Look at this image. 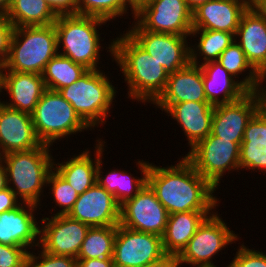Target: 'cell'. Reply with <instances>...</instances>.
<instances>
[{"label":"cell","mask_w":266,"mask_h":267,"mask_svg":"<svg viewBox=\"0 0 266 267\" xmlns=\"http://www.w3.org/2000/svg\"><path fill=\"white\" fill-rule=\"evenodd\" d=\"M181 265L182 263L179 262L177 256L166 254L160 260L149 263L144 267H181Z\"/></svg>","instance_id":"7bdbcfd3"},{"label":"cell","mask_w":266,"mask_h":267,"mask_svg":"<svg viewBox=\"0 0 266 267\" xmlns=\"http://www.w3.org/2000/svg\"><path fill=\"white\" fill-rule=\"evenodd\" d=\"M106 21L79 14L58 15L54 23L57 33L58 54L70 58L88 70H98L100 35L98 27ZM61 45V46H60Z\"/></svg>","instance_id":"277c9868"},{"label":"cell","mask_w":266,"mask_h":267,"mask_svg":"<svg viewBox=\"0 0 266 267\" xmlns=\"http://www.w3.org/2000/svg\"><path fill=\"white\" fill-rule=\"evenodd\" d=\"M15 193L7 186L0 190V214L4 211L13 210L21 204Z\"/></svg>","instance_id":"60d3db41"},{"label":"cell","mask_w":266,"mask_h":267,"mask_svg":"<svg viewBox=\"0 0 266 267\" xmlns=\"http://www.w3.org/2000/svg\"><path fill=\"white\" fill-rule=\"evenodd\" d=\"M208 102L201 67L191 62L168 76L164 92L153 103L164 112L173 104Z\"/></svg>","instance_id":"d6986e66"},{"label":"cell","mask_w":266,"mask_h":267,"mask_svg":"<svg viewBox=\"0 0 266 267\" xmlns=\"http://www.w3.org/2000/svg\"><path fill=\"white\" fill-rule=\"evenodd\" d=\"M226 267H266V254L259 250L249 249L242 244Z\"/></svg>","instance_id":"8d00e7d4"},{"label":"cell","mask_w":266,"mask_h":267,"mask_svg":"<svg viewBox=\"0 0 266 267\" xmlns=\"http://www.w3.org/2000/svg\"><path fill=\"white\" fill-rule=\"evenodd\" d=\"M215 189L227 171L240 170V145L210 133L184 156Z\"/></svg>","instance_id":"ba28073f"},{"label":"cell","mask_w":266,"mask_h":267,"mask_svg":"<svg viewBox=\"0 0 266 267\" xmlns=\"http://www.w3.org/2000/svg\"><path fill=\"white\" fill-rule=\"evenodd\" d=\"M239 163L241 169L266 172V103L247 123Z\"/></svg>","instance_id":"d4e9b609"},{"label":"cell","mask_w":266,"mask_h":267,"mask_svg":"<svg viewBox=\"0 0 266 267\" xmlns=\"http://www.w3.org/2000/svg\"><path fill=\"white\" fill-rule=\"evenodd\" d=\"M210 0H185L188 8L191 12H193L196 8L203 5L204 3L208 2Z\"/></svg>","instance_id":"f6af8a7d"},{"label":"cell","mask_w":266,"mask_h":267,"mask_svg":"<svg viewBox=\"0 0 266 267\" xmlns=\"http://www.w3.org/2000/svg\"><path fill=\"white\" fill-rule=\"evenodd\" d=\"M50 147L42 144L32 150L1 156L6 171L7 186L22 203L41 206L40 196L43 195L48 176L54 169V159L49 153Z\"/></svg>","instance_id":"3957f363"},{"label":"cell","mask_w":266,"mask_h":267,"mask_svg":"<svg viewBox=\"0 0 266 267\" xmlns=\"http://www.w3.org/2000/svg\"><path fill=\"white\" fill-rule=\"evenodd\" d=\"M94 147V159L89 150L74 155L71 159L59 163L54 162V170L67 181L80 195L97 182V166L99 164V139ZM96 155V156H95ZM94 160V161H93Z\"/></svg>","instance_id":"83f0119b"},{"label":"cell","mask_w":266,"mask_h":267,"mask_svg":"<svg viewBox=\"0 0 266 267\" xmlns=\"http://www.w3.org/2000/svg\"><path fill=\"white\" fill-rule=\"evenodd\" d=\"M115 238L116 226L90 227L77 259L112 258Z\"/></svg>","instance_id":"d6a6232c"},{"label":"cell","mask_w":266,"mask_h":267,"mask_svg":"<svg viewBox=\"0 0 266 267\" xmlns=\"http://www.w3.org/2000/svg\"><path fill=\"white\" fill-rule=\"evenodd\" d=\"M197 34L200 35L198 44L190 45V62L198 66L218 60L221 53L235 40V36L226 31L193 29L190 36L197 37ZM200 56H203L202 63L199 61Z\"/></svg>","instance_id":"4dcf8cb0"},{"label":"cell","mask_w":266,"mask_h":267,"mask_svg":"<svg viewBox=\"0 0 266 267\" xmlns=\"http://www.w3.org/2000/svg\"><path fill=\"white\" fill-rule=\"evenodd\" d=\"M214 106L209 102H182L165 112L183 129L188 145L193 148L211 133Z\"/></svg>","instance_id":"603a6c76"},{"label":"cell","mask_w":266,"mask_h":267,"mask_svg":"<svg viewBox=\"0 0 266 267\" xmlns=\"http://www.w3.org/2000/svg\"><path fill=\"white\" fill-rule=\"evenodd\" d=\"M38 252L40 253L37 256L29 251L26 267H77V258L55 255L43 250Z\"/></svg>","instance_id":"d590c367"},{"label":"cell","mask_w":266,"mask_h":267,"mask_svg":"<svg viewBox=\"0 0 266 267\" xmlns=\"http://www.w3.org/2000/svg\"><path fill=\"white\" fill-rule=\"evenodd\" d=\"M243 1H245L248 5L251 6L255 0H243Z\"/></svg>","instance_id":"f907efd6"},{"label":"cell","mask_w":266,"mask_h":267,"mask_svg":"<svg viewBox=\"0 0 266 267\" xmlns=\"http://www.w3.org/2000/svg\"><path fill=\"white\" fill-rule=\"evenodd\" d=\"M67 215L90 227L117 226L120 223V205L113 194L96 182L78 196Z\"/></svg>","instance_id":"2e32d148"},{"label":"cell","mask_w":266,"mask_h":267,"mask_svg":"<svg viewBox=\"0 0 266 267\" xmlns=\"http://www.w3.org/2000/svg\"><path fill=\"white\" fill-rule=\"evenodd\" d=\"M37 208V205L21 203L13 210L1 213L0 243L24 247L28 251L31 247H39L40 226L34 214Z\"/></svg>","instance_id":"ac0fdd59"},{"label":"cell","mask_w":266,"mask_h":267,"mask_svg":"<svg viewBox=\"0 0 266 267\" xmlns=\"http://www.w3.org/2000/svg\"><path fill=\"white\" fill-rule=\"evenodd\" d=\"M8 92L9 102L2 101L9 108L31 114L43 92L46 90L42 75L27 72H2L1 90Z\"/></svg>","instance_id":"7402d4cb"},{"label":"cell","mask_w":266,"mask_h":267,"mask_svg":"<svg viewBox=\"0 0 266 267\" xmlns=\"http://www.w3.org/2000/svg\"><path fill=\"white\" fill-rule=\"evenodd\" d=\"M105 141L99 139V164L97 166V183L114 195L117 203L121 206L127 200L132 199L147 183V172L150 163L144 160H138V168L141 170V177H132L127 171L116 169L106 172L103 177L102 156L104 152ZM102 172V173H101ZM102 174V175H101Z\"/></svg>","instance_id":"484cf974"},{"label":"cell","mask_w":266,"mask_h":267,"mask_svg":"<svg viewBox=\"0 0 266 267\" xmlns=\"http://www.w3.org/2000/svg\"><path fill=\"white\" fill-rule=\"evenodd\" d=\"M165 255L161 236L116 226L112 257L115 267H144Z\"/></svg>","instance_id":"4fadbf2b"},{"label":"cell","mask_w":266,"mask_h":267,"mask_svg":"<svg viewBox=\"0 0 266 267\" xmlns=\"http://www.w3.org/2000/svg\"><path fill=\"white\" fill-rule=\"evenodd\" d=\"M87 71L83 65L57 54L46 64L42 77L46 89L58 91L76 82Z\"/></svg>","instance_id":"1f68e13d"},{"label":"cell","mask_w":266,"mask_h":267,"mask_svg":"<svg viewBox=\"0 0 266 267\" xmlns=\"http://www.w3.org/2000/svg\"><path fill=\"white\" fill-rule=\"evenodd\" d=\"M210 211H187L169 214L162 245L165 254L178 256L194 236Z\"/></svg>","instance_id":"4316f807"},{"label":"cell","mask_w":266,"mask_h":267,"mask_svg":"<svg viewBox=\"0 0 266 267\" xmlns=\"http://www.w3.org/2000/svg\"><path fill=\"white\" fill-rule=\"evenodd\" d=\"M234 38L247 60L264 77L266 75V21L251 6L243 13Z\"/></svg>","instance_id":"44dd1931"},{"label":"cell","mask_w":266,"mask_h":267,"mask_svg":"<svg viewBox=\"0 0 266 267\" xmlns=\"http://www.w3.org/2000/svg\"><path fill=\"white\" fill-rule=\"evenodd\" d=\"M106 76L99 69L88 70L76 82L58 90L80 118L93 129L106 123L117 92Z\"/></svg>","instance_id":"8992f818"},{"label":"cell","mask_w":266,"mask_h":267,"mask_svg":"<svg viewBox=\"0 0 266 267\" xmlns=\"http://www.w3.org/2000/svg\"><path fill=\"white\" fill-rule=\"evenodd\" d=\"M45 1L57 16L77 14V0H45Z\"/></svg>","instance_id":"ab89813d"},{"label":"cell","mask_w":266,"mask_h":267,"mask_svg":"<svg viewBox=\"0 0 266 267\" xmlns=\"http://www.w3.org/2000/svg\"><path fill=\"white\" fill-rule=\"evenodd\" d=\"M51 185L52 196L56 206L61 207L56 215H67L72 209L79 194L54 169L50 172L46 186Z\"/></svg>","instance_id":"e575fe53"},{"label":"cell","mask_w":266,"mask_h":267,"mask_svg":"<svg viewBox=\"0 0 266 267\" xmlns=\"http://www.w3.org/2000/svg\"><path fill=\"white\" fill-rule=\"evenodd\" d=\"M151 0H132L133 7L137 11L139 8H141L143 5L149 3Z\"/></svg>","instance_id":"c3c4849f"},{"label":"cell","mask_w":266,"mask_h":267,"mask_svg":"<svg viewBox=\"0 0 266 267\" xmlns=\"http://www.w3.org/2000/svg\"><path fill=\"white\" fill-rule=\"evenodd\" d=\"M147 184L169 214L187 211H211L220 200L216 189L182 156L177 164L168 167L149 166Z\"/></svg>","instance_id":"6da1fadb"},{"label":"cell","mask_w":266,"mask_h":267,"mask_svg":"<svg viewBox=\"0 0 266 267\" xmlns=\"http://www.w3.org/2000/svg\"><path fill=\"white\" fill-rule=\"evenodd\" d=\"M77 267H115L112 258L77 259Z\"/></svg>","instance_id":"b9f144b4"},{"label":"cell","mask_w":266,"mask_h":267,"mask_svg":"<svg viewBox=\"0 0 266 267\" xmlns=\"http://www.w3.org/2000/svg\"><path fill=\"white\" fill-rule=\"evenodd\" d=\"M11 0H0V16H6Z\"/></svg>","instance_id":"7dc6e473"},{"label":"cell","mask_w":266,"mask_h":267,"mask_svg":"<svg viewBox=\"0 0 266 267\" xmlns=\"http://www.w3.org/2000/svg\"><path fill=\"white\" fill-rule=\"evenodd\" d=\"M14 25L6 16H0V62L4 65L9 57Z\"/></svg>","instance_id":"f35d334b"},{"label":"cell","mask_w":266,"mask_h":267,"mask_svg":"<svg viewBox=\"0 0 266 267\" xmlns=\"http://www.w3.org/2000/svg\"><path fill=\"white\" fill-rule=\"evenodd\" d=\"M233 77L239 79V75L245 72L247 69L249 75L240 79V83L248 91H262L266 90V86L263 87L264 77L251 65L247 60L243 50L234 40L219 56L217 60Z\"/></svg>","instance_id":"f546056e"},{"label":"cell","mask_w":266,"mask_h":267,"mask_svg":"<svg viewBox=\"0 0 266 267\" xmlns=\"http://www.w3.org/2000/svg\"><path fill=\"white\" fill-rule=\"evenodd\" d=\"M28 253L24 247L0 243V267H26Z\"/></svg>","instance_id":"74e56055"},{"label":"cell","mask_w":266,"mask_h":267,"mask_svg":"<svg viewBox=\"0 0 266 267\" xmlns=\"http://www.w3.org/2000/svg\"><path fill=\"white\" fill-rule=\"evenodd\" d=\"M131 28L126 33L150 56L154 57L168 75L190 63V44L188 45L190 42H187V36L149 32L135 20Z\"/></svg>","instance_id":"30bf717a"},{"label":"cell","mask_w":266,"mask_h":267,"mask_svg":"<svg viewBox=\"0 0 266 267\" xmlns=\"http://www.w3.org/2000/svg\"><path fill=\"white\" fill-rule=\"evenodd\" d=\"M41 145L31 114L9 108L0 100V155L28 151Z\"/></svg>","instance_id":"e0dca14e"},{"label":"cell","mask_w":266,"mask_h":267,"mask_svg":"<svg viewBox=\"0 0 266 267\" xmlns=\"http://www.w3.org/2000/svg\"><path fill=\"white\" fill-rule=\"evenodd\" d=\"M6 17L15 28L51 25L57 19L45 0H11Z\"/></svg>","instance_id":"f1b7e54d"},{"label":"cell","mask_w":266,"mask_h":267,"mask_svg":"<svg viewBox=\"0 0 266 267\" xmlns=\"http://www.w3.org/2000/svg\"><path fill=\"white\" fill-rule=\"evenodd\" d=\"M31 116L38 139L50 146L56 140L91 129L58 91L49 89L43 92Z\"/></svg>","instance_id":"52a82bcc"},{"label":"cell","mask_w":266,"mask_h":267,"mask_svg":"<svg viewBox=\"0 0 266 267\" xmlns=\"http://www.w3.org/2000/svg\"><path fill=\"white\" fill-rule=\"evenodd\" d=\"M7 187V178H6V171L3 166V163L0 160V190Z\"/></svg>","instance_id":"bcb514c9"},{"label":"cell","mask_w":266,"mask_h":267,"mask_svg":"<svg viewBox=\"0 0 266 267\" xmlns=\"http://www.w3.org/2000/svg\"><path fill=\"white\" fill-rule=\"evenodd\" d=\"M169 212L146 183L132 198L120 206V225L138 232L163 236Z\"/></svg>","instance_id":"5bb4252c"},{"label":"cell","mask_w":266,"mask_h":267,"mask_svg":"<svg viewBox=\"0 0 266 267\" xmlns=\"http://www.w3.org/2000/svg\"><path fill=\"white\" fill-rule=\"evenodd\" d=\"M251 7L266 21V0H255Z\"/></svg>","instance_id":"ee69618b"},{"label":"cell","mask_w":266,"mask_h":267,"mask_svg":"<svg viewBox=\"0 0 266 267\" xmlns=\"http://www.w3.org/2000/svg\"><path fill=\"white\" fill-rule=\"evenodd\" d=\"M58 54L54 24L14 28L4 71L42 75L46 64Z\"/></svg>","instance_id":"5b68a950"},{"label":"cell","mask_w":266,"mask_h":267,"mask_svg":"<svg viewBox=\"0 0 266 267\" xmlns=\"http://www.w3.org/2000/svg\"><path fill=\"white\" fill-rule=\"evenodd\" d=\"M136 22L153 33H170L190 37L192 12L185 0H151L136 12Z\"/></svg>","instance_id":"7c38bea8"},{"label":"cell","mask_w":266,"mask_h":267,"mask_svg":"<svg viewBox=\"0 0 266 267\" xmlns=\"http://www.w3.org/2000/svg\"><path fill=\"white\" fill-rule=\"evenodd\" d=\"M266 103V90L249 91L241 99L214 106L211 133L241 145L247 123Z\"/></svg>","instance_id":"8fae6325"},{"label":"cell","mask_w":266,"mask_h":267,"mask_svg":"<svg viewBox=\"0 0 266 267\" xmlns=\"http://www.w3.org/2000/svg\"><path fill=\"white\" fill-rule=\"evenodd\" d=\"M249 6L243 0H210L192 12V28L226 31L235 36Z\"/></svg>","instance_id":"ffe728a7"},{"label":"cell","mask_w":266,"mask_h":267,"mask_svg":"<svg viewBox=\"0 0 266 267\" xmlns=\"http://www.w3.org/2000/svg\"><path fill=\"white\" fill-rule=\"evenodd\" d=\"M200 67L205 95L212 106L235 102L249 92L238 79L221 66L219 61H210L201 64ZM220 93L223 94L221 97L218 95Z\"/></svg>","instance_id":"cb8c5ba5"},{"label":"cell","mask_w":266,"mask_h":267,"mask_svg":"<svg viewBox=\"0 0 266 267\" xmlns=\"http://www.w3.org/2000/svg\"><path fill=\"white\" fill-rule=\"evenodd\" d=\"M119 37L110 42L107 52H110L127 81L128 98L153 104L166 88L168 73L127 33Z\"/></svg>","instance_id":"7a4b0ae2"},{"label":"cell","mask_w":266,"mask_h":267,"mask_svg":"<svg viewBox=\"0 0 266 267\" xmlns=\"http://www.w3.org/2000/svg\"><path fill=\"white\" fill-rule=\"evenodd\" d=\"M53 215L41 219L39 247L47 253L77 258L90 226L68 215Z\"/></svg>","instance_id":"9a60e30c"},{"label":"cell","mask_w":266,"mask_h":267,"mask_svg":"<svg viewBox=\"0 0 266 267\" xmlns=\"http://www.w3.org/2000/svg\"><path fill=\"white\" fill-rule=\"evenodd\" d=\"M218 212H212L198 227L194 236L177 256L182 264L215 267L212 259L224 247L238 241L239 237L226 225ZM212 258V259H211Z\"/></svg>","instance_id":"9c48e42d"},{"label":"cell","mask_w":266,"mask_h":267,"mask_svg":"<svg viewBox=\"0 0 266 267\" xmlns=\"http://www.w3.org/2000/svg\"><path fill=\"white\" fill-rule=\"evenodd\" d=\"M3 67H4V65L0 62V94H1V92H3V91L1 90V81H2Z\"/></svg>","instance_id":"681fc988"},{"label":"cell","mask_w":266,"mask_h":267,"mask_svg":"<svg viewBox=\"0 0 266 267\" xmlns=\"http://www.w3.org/2000/svg\"><path fill=\"white\" fill-rule=\"evenodd\" d=\"M128 7L135 19L137 11L133 7L132 0H77V14L97 17L106 22L128 13Z\"/></svg>","instance_id":"836d02e7"}]
</instances>
